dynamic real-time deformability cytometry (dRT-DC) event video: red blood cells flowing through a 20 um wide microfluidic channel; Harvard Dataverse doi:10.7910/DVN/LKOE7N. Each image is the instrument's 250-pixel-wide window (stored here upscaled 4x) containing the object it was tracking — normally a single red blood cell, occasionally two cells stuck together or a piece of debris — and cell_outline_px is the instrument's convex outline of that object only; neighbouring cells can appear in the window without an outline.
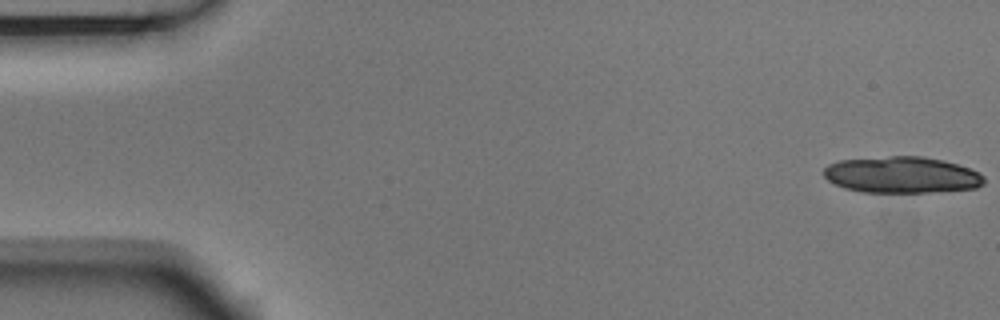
{"species": "Egyptian fruit bat (a non-hibernating species)", "species_latin": "Rousettus aegyptiacus", "temperature_condition": "room temperature", "stored_images_in_passage": 16, "camera_frame_rate_fps": 3000, "um_per_image_px": 0.085, "animal": {"sex": "male"}, "frame": {"image": 1, "passage_image": 1, "time_ms": 0.0, "image_size_px": [1000, 320], "cell_outline_px": [[984, 184], [976, 188], [928, 192], [864, 192], [844, 188], [828, 180], [824, 176], [824, 168], [828, 164], [840, 160], [888, 156], [924, 156], [944, 160], [980, 172], [984, 176]], "centroid_in_image_um": [76.66, 14.86], "position_along_channel_um": 8.3, "area_um2": 34.04}}